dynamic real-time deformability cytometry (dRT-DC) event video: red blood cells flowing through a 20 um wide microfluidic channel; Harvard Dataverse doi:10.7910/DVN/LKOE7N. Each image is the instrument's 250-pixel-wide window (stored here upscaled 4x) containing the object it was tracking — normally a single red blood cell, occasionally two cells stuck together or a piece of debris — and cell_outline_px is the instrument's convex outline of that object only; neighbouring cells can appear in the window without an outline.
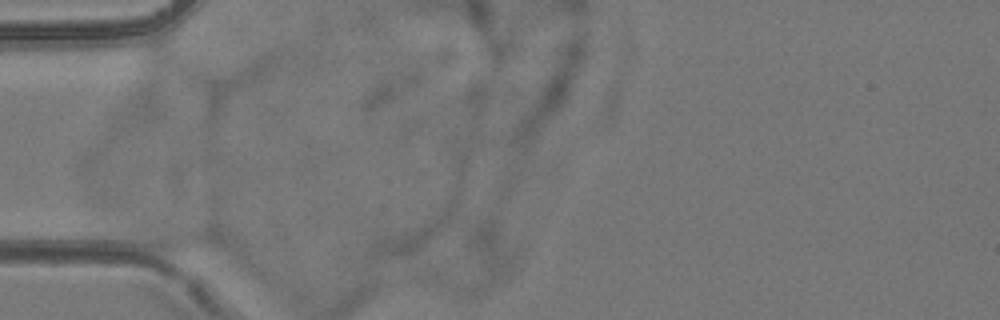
{"species": "common noctule bat (a hibernating species)", "species_latin": "Nyctalus noctula", "temperature_condition": "room temperature", "stored_images_in_passage": 2, "camera_frame_rate_fps": 3000, "um_per_image_px": 0.085, "animal": {"sex": "female", "body_mass_g": 24.6, "forearm_length_mm": 56.2}, "frame": {"image": 1, "passage_image": 1, "time_ms": 0.0, "image_size_px": [1000, 320], "cell_outline_px": [[224, 248], [172, 252], [152, 248], [144, 244], [128, 228], [212, 228], [220, 236], [224, 244]], "centroid_in_image_um": [15.24, 20.29], "position_along_channel_um": 69.8, "area_um2": 12.83}}